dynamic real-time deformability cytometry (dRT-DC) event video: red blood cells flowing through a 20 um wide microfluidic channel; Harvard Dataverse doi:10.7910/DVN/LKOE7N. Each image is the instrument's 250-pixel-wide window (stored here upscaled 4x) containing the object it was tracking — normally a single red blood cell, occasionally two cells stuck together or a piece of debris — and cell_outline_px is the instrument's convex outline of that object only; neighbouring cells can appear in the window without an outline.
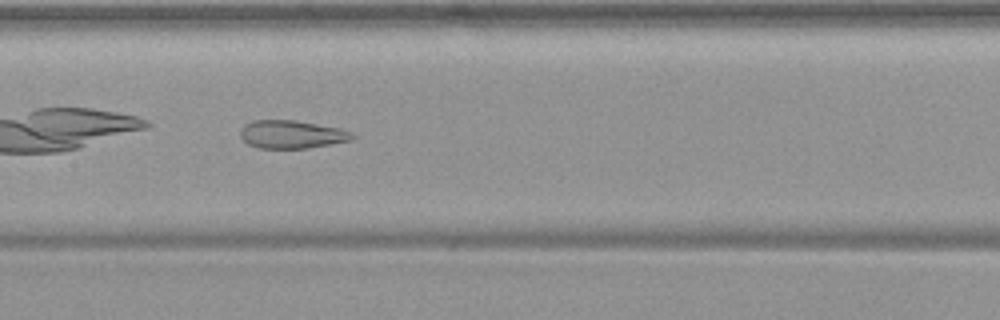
{"species": "common noctule bat (a hibernating species)", "species_latin": "Nyctalus noctula", "temperature_condition": "warm", "stored_images_in_passage": 31, "camera_frame_rate_fps": 3000, "um_per_image_px": 0.085, "animal": {"sex": "female", "body_mass_g": 19.9}, "frame": {"image": 1, "passage_image": 10, "time_ms": 3.0, "image_size_px": [1000, 320], "cell_outline_px": [[356, 136], [352, 140], [308, 148], [260, 148], [248, 144], [240, 136], [240, 128], [244, 124], [252, 120], [296, 120], [340, 128], [352, 132]], "centroid_in_image_um": [24.79, 11.41], "position_along_channel_um": 182.6, "area_um2": 18.44}}
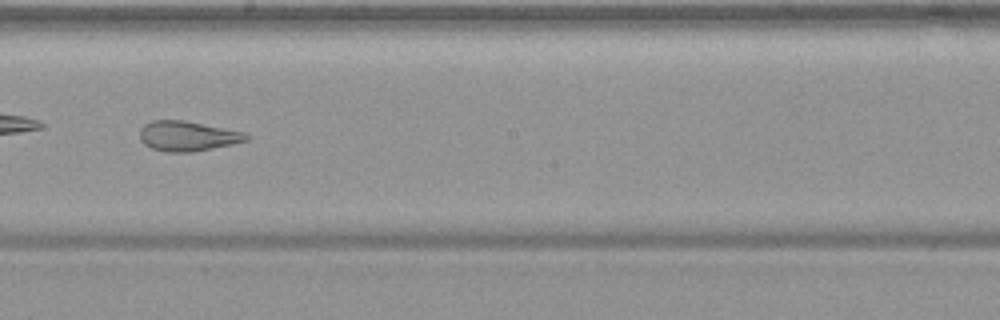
{"frame": {"image": 2, "passage_image": 14, "time_ms": 4.333, "image_size_px": [1000, 320], "cell_outline_px": [[248, 140], [232, 144], [192, 152], [164, 152], [152, 148], [144, 144], [140, 140], [140, 128], [144, 124], [152, 120], [184, 120], [244, 132], [248, 136]], "centroid_in_image_um": [15.9, 11.56], "position_along_channel_um": 232.3, "area_um2": 18.55}, "authors_computed_cell_mechanics": {"area_um2": 19.4786, "velocity_mm_per_s": 3.7447, "shape_relaxation_time_tau1_ms": null, "shape_relaxation_time_tau2_ms": 1.6911, "deformation_change_tau1": null, "deformation_change_tau2": 0.102}}